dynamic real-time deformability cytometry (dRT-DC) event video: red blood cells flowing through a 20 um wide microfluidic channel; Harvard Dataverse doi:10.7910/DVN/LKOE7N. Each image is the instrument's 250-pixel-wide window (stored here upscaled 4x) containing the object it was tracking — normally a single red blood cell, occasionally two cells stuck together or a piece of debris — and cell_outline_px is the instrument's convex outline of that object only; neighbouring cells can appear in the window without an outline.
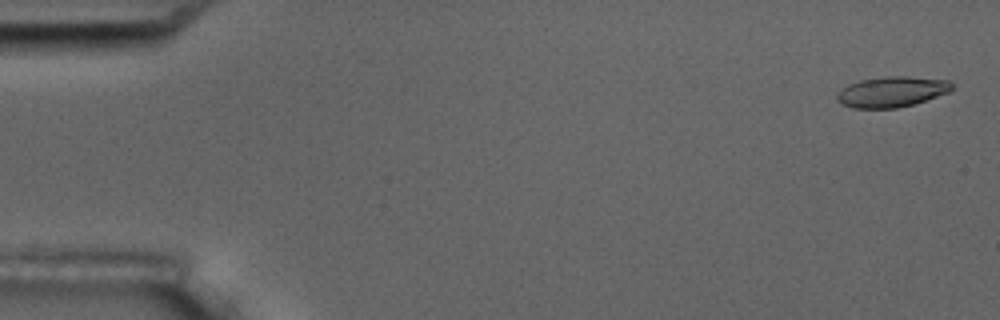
{"species": "common noctule bat (a hibernating species)", "species_latin": "Nyctalus noctula", "temperature_condition": "room temperature", "stored_images_in_passage": 6, "camera_frame_rate_fps": 3000, "um_per_image_px": 0.085, "animal": {"sex": "male", "body_mass_g": 17.5, "forearm_length_mm": 52.3}, "frame": {"image": 1, "passage_image": 1, "time_ms": 0.0, "image_size_px": [1000, 320], "cell_outline_px": [[956, 88], [948, 92], [912, 104], [896, 108], [852, 108], [840, 104], [836, 100], [836, 96], [848, 84], [860, 80], [884, 76], [908, 76], [948, 80]], "centroid_in_image_um": [75.79, 7.79], "position_along_channel_um": 9.2, "area_um2": 20.4}}
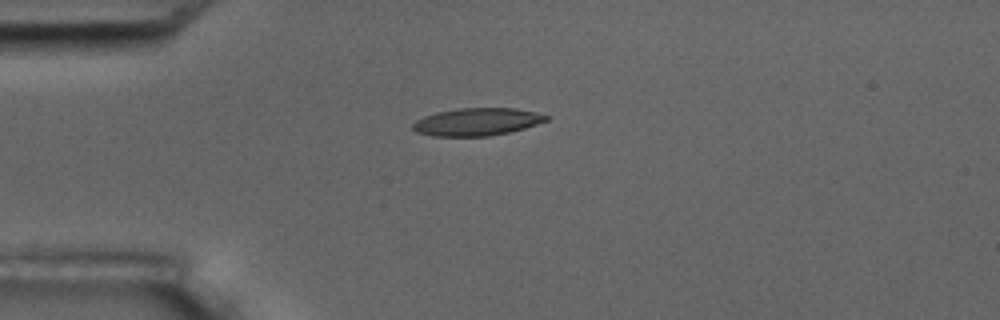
{"frame": {"image": 2, "passage_image": 4, "time_ms": 4.333, "image_size_px": [1000, 320], "cell_outline_px": [[548, 120], [524, 128], [508, 132], [488, 136], [432, 136], [416, 132], [412, 128], [412, 124], [416, 120], [424, 116], [436, 112], [460, 108], [516, 108], [536, 112], [548, 116]], "centroid_in_image_um": [40.51, 10.35], "position_along_channel_um": 44.5, "area_um2": 21.39}}